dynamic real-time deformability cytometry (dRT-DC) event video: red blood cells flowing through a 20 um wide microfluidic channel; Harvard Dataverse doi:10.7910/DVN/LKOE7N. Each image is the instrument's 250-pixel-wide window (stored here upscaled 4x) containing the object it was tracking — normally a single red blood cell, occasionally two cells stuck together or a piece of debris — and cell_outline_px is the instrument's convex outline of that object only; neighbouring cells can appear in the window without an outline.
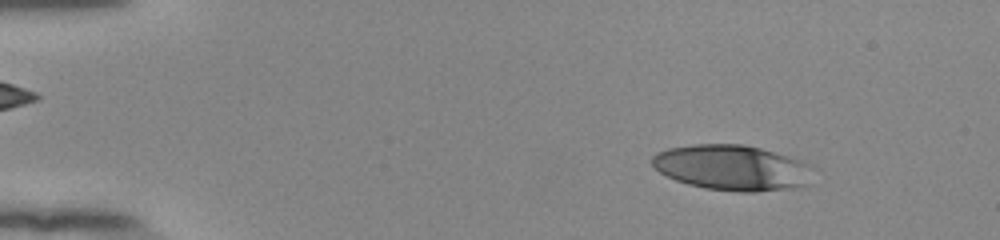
{"species": "human", "species_latin": "Homo sapiens", "temperature_condition": "room temperature", "stored_images_in_passage": 53, "camera_frame_rate_fps": 3000, "um_per_image_px": 0.085, "donor": {"sex": "female"}, "frame": {"image": 1, "passage_image": 7, "time_ms": 2.0, "image_size_px": [1000, 240], "cell_outline_px": [[820, 168], [812, 184], [800, 188], [756, 192], [740, 192], [704, 188], [688, 184], [676, 180], [660, 172], [652, 164], [652, 156], [656, 152], [668, 148], [692, 144], [744, 144], [760, 148], [788, 156], [812, 164]], "centroid_in_image_um": [62.39, 14.27], "position_along_channel_um": 22.6, "area_um2": 43.81}}
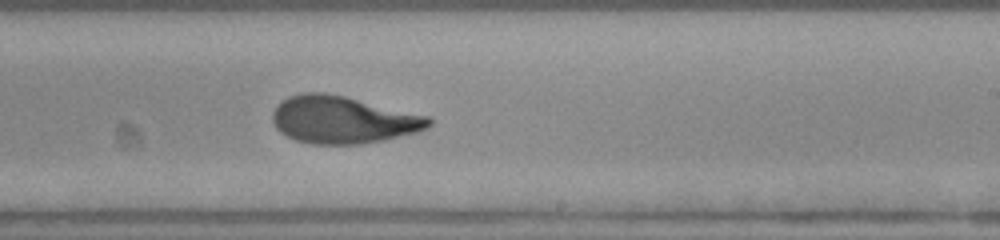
{"frame": {"image": 2, "passage_image": 33, "time_ms": 10.667, "image_size_px": [1000, 240], "cell_outline_px": [[432, 124], [428, 128], [416, 132], [384, 140], [360, 144], [312, 144], [296, 140], [280, 132], [276, 128], [272, 120], [272, 112], [276, 104], [288, 96], [304, 92], [324, 92], [344, 96], [428, 116], [432, 120]], "centroid_in_image_um": [29.11, 10.18], "position_along_channel_um": 259.9, "area_um2": 43.12}}
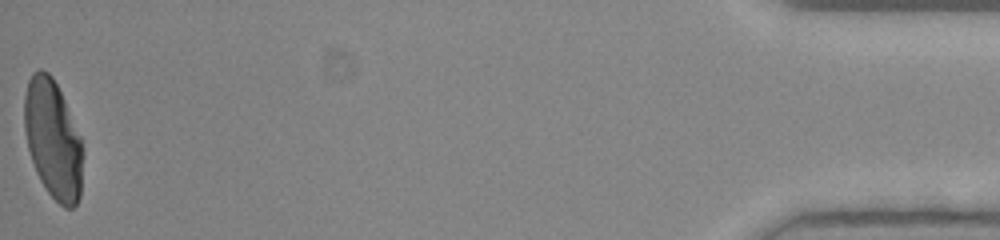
{"frame": {"image": 3, "passage_image": 53, "time_ms": 17.333, "image_size_px": [1000, 240], "cell_outline_px": [[80, 196], [76, 204], [72, 208], [64, 208], [48, 192], [40, 180], [36, 172], [28, 148], [24, 128], [24, 96], [28, 80], [32, 72], [40, 68], [48, 72], [52, 76], [64, 100], [80, 136]], "centroid_in_image_um": [4.45, 11.8], "position_along_channel_um": 430.8, "area_um2": 39.71}, "authors_computed_cell_mechanics": {"area_um2": 42.772, "velocity_mm_per_s": 3.9027, "shape_relaxation_time_tau1_ms": 9.4952, "shape_relaxation_time_tau2_ms": 1.2339, "deformation_change_tau1": 0.3328, "deformation_change_tau2": 0.0777}}